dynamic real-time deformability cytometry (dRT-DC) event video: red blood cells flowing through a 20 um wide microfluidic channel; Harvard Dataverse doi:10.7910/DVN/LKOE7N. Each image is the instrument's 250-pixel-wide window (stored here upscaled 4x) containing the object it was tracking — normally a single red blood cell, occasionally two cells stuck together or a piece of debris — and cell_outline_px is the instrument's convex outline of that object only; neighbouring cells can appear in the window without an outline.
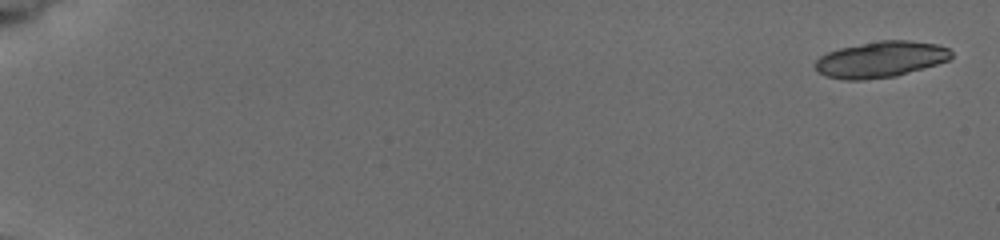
{"species": "common noctule bat (a hibernating species)", "species_latin": "Nyctalus noctula", "temperature_condition": "cold", "stored_images_in_passage": 9, "segment_of_instrument_passage": [1, 2], "camera_frame_rate_fps": 3000, "um_per_image_px": 0.085, "animal": {"sex": "female", "body_mass_g": 19.5, "forearm_length_mm": 54.1}, "frame": {"image": 1, "passage_image": 1, "time_ms": 0.0, "image_size_px": [1000, 240], "cell_outline_px": [[952, 56], [948, 60], [936, 64], [896, 76], [864, 80], [844, 80], [824, 76], [816, 68], [816, 60], [820, 56], [828, 52], [840, 48], [880, 40], [908, 40], [936, 44], [948, 48], [952, 52]], "centroid_in_image_um": [74.85, 5.05], "position_along_channel_um": 10.1, "area_um2": 28.44}}
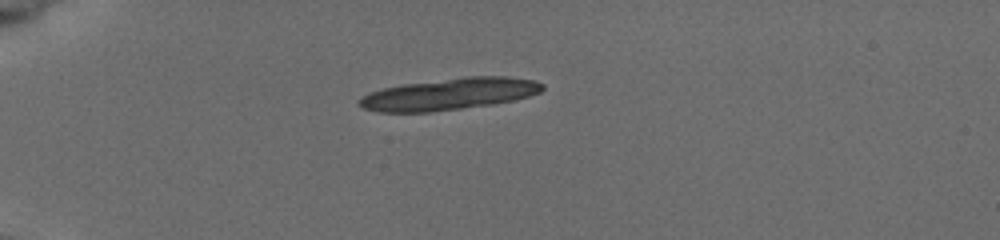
{"frame": {"image": 2, "passage_image": 6, "time_ms": 5.0, "image_size_px": [1000, 240], "cell_outline_px": [[544, 88], [540, 92], [528, 96], [512, 100], [492, 104], [432, 112], [376, 112], [364, 108], [356, 104], [356, 100], [360, 96], [368, 92], [384, 88], [404, 84], [468, 76], [504, 76], [536, 80], [544, 84]], "centroid_in_image_um": [38.14, 7.99], "position_along_channel_um": 46.9, "area_um2": 33.99}}